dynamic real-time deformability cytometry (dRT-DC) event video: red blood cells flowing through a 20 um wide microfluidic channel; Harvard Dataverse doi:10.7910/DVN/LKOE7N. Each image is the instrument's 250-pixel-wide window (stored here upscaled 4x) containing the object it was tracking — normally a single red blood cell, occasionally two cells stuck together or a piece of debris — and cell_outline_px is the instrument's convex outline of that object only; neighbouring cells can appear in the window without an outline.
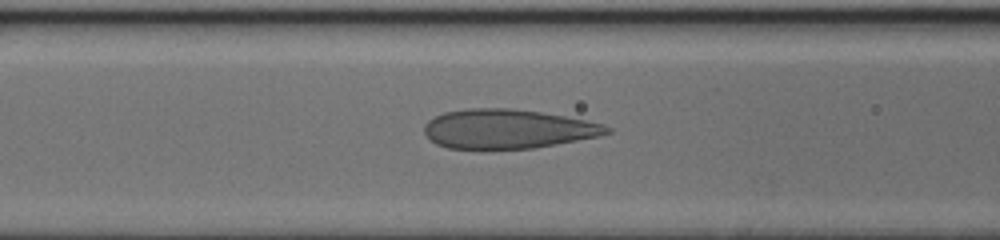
{"species": "human", "species_latin": "Homo sapiens", "temperature_condition": "cold", "stored_images_in_passage": 37, "camera_frame_rate_fps": 3000, "um_per_image_px": 0.085, "donor": {"sex": "female"}, "frame": {"image": 1, "passage_image": 8, "time_ms": 2.333, "image_size_px": [1000, 240], "cell_outline_px": [[612, 132], [600, 136], [536, 148], [448, 148], [436, 144], [424, 132], [424, 124], [428, 120], [444, 112], [468, 108], [508, 108], [540, 112], [564, 116], [604, 124], [612, 128]], "centroid_in_image_um": [43.17, 10.95], "position_along_channel_um": 123.4, "area_um2": 41.62}}
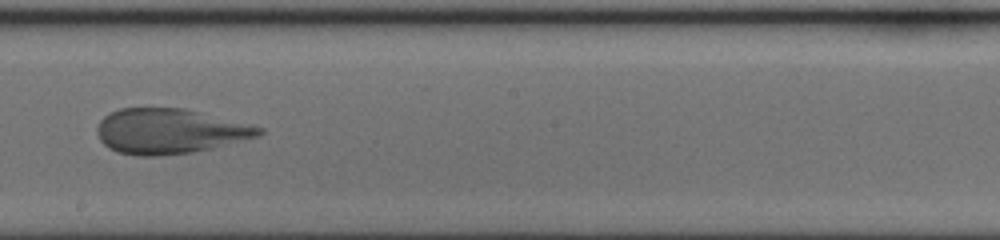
{"frame": {"image": 2, "passage_image": 16, "time_ms": 5.0, "image_size_px": [1000, 240], "cell_outline_px": [[264, 132], [256, 136], [212, 148], [192, 152], [160, 156], [136, 156], [116, 152], [104, 144], [100, 140], [96, 128], [100, 120], [104, 116], [120, 108], [184, 108], [264, 128]], "centroid_in_image_um": [14.36, 11.16], "position_along_channel_um": 233.8, "area_um2": 42.19}}
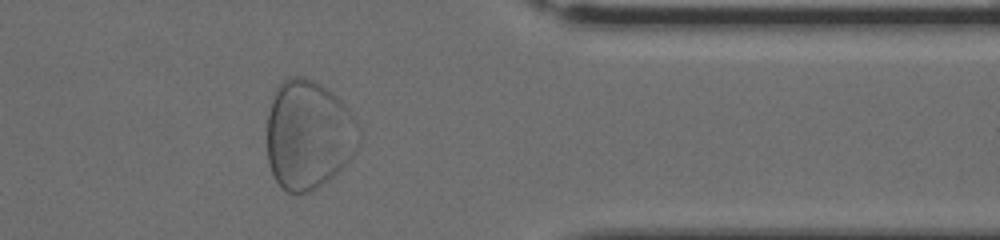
{"frame": {"image": 3, "passage_image": 28, "time_ms": 9.0, "image_size_px": [1000, 240], "cell_outline_px": [[356, 148], [352, 156], [328, 180], [316, 188], [308, 192], [288, 192], [276, 180], [272, 172], [268, 160], [268, 112], [276, 88], [280, 80], [288, 76], [304, 76], [320, 84], [332, 92], [344, 104], [356, 120]], "centroid_in_image_um": [26.17, 11.41], "position_along_channel_um": 385.2, "area_um2": 57.63}}